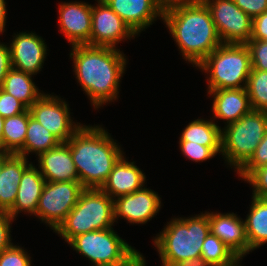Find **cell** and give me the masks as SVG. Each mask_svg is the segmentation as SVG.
<instances>
[{
    "label": "cell",
    "instance_id": "1",
    "mask_svg": "<svg viewBox=\"0 0 267 266\" xmlns=\"http://www.w3.org/2000/svg\"><path fill=\"white\" fill-rule=\"evenodd\" d=\"M70 58L77 83L88 96L94 109L116 101L127 58L120 49L111 47L73 45Z\"/></svg>",
    "mask_w": 267,
    "mask_h": 266
},
{
    "label": "cell",
    "instance_id": "2",
    "mask_svg": "<svg viewBox=\"0 0 267 266\" xmlns=\"http://www.w3.org/2000/svg\"><path fill=\"white\" fill-rule=\"evenodd\" d=\"M162 20L183 59L195 67L222 44L210 11L202 0L168 10L163 13Z\"/></svg>",
    "mask_w": 267,
    "mask_h": 266
},
{
    "label": "cell",
    "instance_id": "3",
    "mask_svg": "<svg viewBox=\"0 0 267 266\" xmlns=\"http://www.w3.org/2000/svg\"><path fill=\"white\" fill-rule=\"evenodd\" d=\"M84 188H97L107 180L114 164L124 154L120 145L101 125H82L67 141Z\"/></svg>",
    "mask_w": 267,
    "mask_h": 266
},
{
    "label": "cell",
    "instance_id": "4",
    "mask_svg": "<svg viewBox=\"0 0 267 266\" xmlns=\"http://www.w3.org/2000/svg\"><path fill=\"white\" fill-rule=\"evenodd\" d=\"M209 233L210 224L205 212L191 217H173L153 239L161 266H174L201 256L203 242Z\"/></svg>",
    "mask_w": 267,
    "mask_h": 266
},
{
    "label": "cell",
    "instance_id": "5",
    "mask_svg": "<svg viewBox=\"0 0 267 266\" xmlns=\"http://www.w3.org/2000/svg\"><path fill=\"white\" fill-rule=\"evenodd\" d=\"M197 67L207 73V92L246 88L252 69L250 52L246 44L222 43Z\"/></svg>",
    "mask_w": 267,
    "mask_h": 266
},
{
    "label": "cell",
    "instance_id": "6",
    "mask_svg": "<svg viewBox=\"0 0 267 266\" xmlns=\"http://www.w3.org/2000/svg\"><path fill=\"white\" fill-rule=\"evenodd\" d=\"M114 222V200L101 189L85 188L54 232L68 243L77 235L112 228Z\"/></svg>",
    "mask_w": 267,
    "mask_h": 266
},
{
    "label": "cell",
    "instance_id": "7",
    "mask_svg": "<svg viewBox=\"0 0 267 266\" xmlns=\"http://www.w3.org/2000/svg\"><path fill=\"white\" fill-rule=\"evenodd\" d=\"M221 129V154L238 172L252 157L267 132V112L251 110Z\"/></svg>",
    "mask_w": 267,
    "mask_h": 266
},
{
    "label": "cell",
    "instance_id": "8",
    "mask_svg": "<svg viewBox=\"0 0 267 266\" xmlns=\"http://www.w3.org/2000/svg\"><path fill=\"white\" fill-rule=\"evenodd\" d=\"M116 233L113 227L95 230L73 237L68 244L92 266H129L141 253Z\"/></svg>",
    "mask_w": 267,
    "mask_h": 266
},
{
    "label": "cell",
    "instance_id": "9",
    "mask_svg": "<svg viewBox=\"0 0 267 266\" xmlns=\"http://www.w3.org/2000/svg\"><path fill=\"white\" fill-rule=\"evenodd\" d=\"M85 188L79 181L46 182L35 216L55 231Z\"/></svg>",
    "mask_w": 267,
    "mask_h": 266
},
{
    "label": "cell",
    "instance_id": "10",
    "mask_svg": "<svg viewBox=\"0 0 267 266\" xmlns=\"http://www.w3.org/2000/svg\"><path fill=\"white\" fill-rule=\"evenodd\" d=\"M208 7L222 43L246 44L252 34V18L233 0H202Z\"/></svg>",
    "mask_w": 267,
    "mask_h": 266
},
{
    "label": "cell",
    "instance_id": "11",
    "mask_svg": "<svg viewBox=\"0 0 267 266\" xmlns=\"http://www.w3.org/2000/svg\"><path fill=\"white\" fill-rule=\"evenodd\" d=\"M28 110L31 117L60 142H67L82 126L81 123L73 122L69 105L57 95L44 93Z\"/></svg>",
    "mask_w": 267,
    "mask_h": 266
},
{
    "label": "cell",
    "instance_id": "12",
    "mask_svg": "<svg viewBox=\"0 0 267 266\" xmlns=\"http://www.w3.org/2000/svg\"><path fill=\"white\" fill-rule=\"evenodd\" d=\"M92 5V30L90 45L117 48L124 39L135 38L136 34L103 0Z\"/></svg>",
    "mask_w": 267,
    "mask_h": 266
},
{
    "label": "cell",
    "instance_id": "13",
    "mask_svg": "<svg viewBox=\"0 0 267 266\" xmlns=\"http://www.w3.org/2000/svg\"><path fill=\"white\" fill-rule=\"evenodd\" d=\"M160 209L161 198L157 192L143 187L114 199V221L120 217L131 224H146Z\"/></svg>",
    "mask_w": 267,
    "mask_h": 266
},
{
    "label": "cell",
    "instance_id": "14",
    "mask_svg": "<svg viewBox=\"0 0 267 266\" xmlns=\"http://www.w3.org/2000/svg\"><path fill=\"white\" fill-rule=\"evenodd\" d=\"M45 43L35 32L15 33L9 45L12 67L33 76L37 75L47 56Z\"/></svg>",
    "mask_w": 267,
    "mask_h": 266
},
{
    "label": "cell",
    "instance_id": "15",
    "mask_svg": "<svg viewBox=\"0 0 267 266\" xmlns=\"http://www.w3.org/2000/svg\"><path fill=\"white\" fill-rule=\"evenodd\" d=\"M59 29L73 45H90L92 5L86 2H61L58 8Z\"/></svg>",
    "mask_w": 267,
    "mask_h": 266
},
{
    "label": "cell",
    "instance_id": "16",
    "mask_svg": "<svg viewBox=\"0 0 267 266\" xmlns=\"http://www.w3.org/2000/svg\"><path fill=\"white\" fill-rule=\"evenodd\" d=\"M210 232L216 235L240 260L251 252L246 237L244 220L235 213L205 212Z\"/></svg>",
    "mask_w": 267,
    "mask_h": 266
},
{
    "label": "cell",
    "instance_id": "17",
    "mask_svg": "<svg viewBox=\"0 0 267 266\" xmlns=\"http://www.w3.org/2000/svg\"><path fill=\"white\" fill-rule=\"evenodd\" d=\"M136 34L157 20L163 19L162 11L154 0H103Z\"/></svg>",
    "mask_w": 267,
    "mask_h": 266
},
{
    "label": "cell",
    "instance_id": "18",
    "mask_svg": "<svg viewBox=\"0 0 267 266\" xmlns=\"http://www.w3.org/2000/svg\"><path fill=\"white\" fill-rule=\"evenodd\" d=\"M37 158L38 169L46 182L79 181L67 142H60Z\"/></svg>",
    "mask_w": 267,
    "mask_h": 266
},
{
    "label": "cell",
    "instance_id": "19",
    "mask_svg": "<svg viewBox=\"0 0 267 266\" xmlns=\"http://www.w3.org/2000/svg\"><path fill=\"white\" fill-rule=\"evenodd\" d=\"M146 182L143 170L133 162H128L124 155L114 164L101 190L113 200L125 194L141 190Z\"/></svg>",
    "mask_w": 267,
    "mask_h": 266
},
{
    "label": "cell",
    "instance_id": "20",
    "mask_svg": "<svg viewBox=\"0 0 267 266\" xmlns=\"http://www.w3.org/2000/svg\"><path fill=\"white\" fill-rule=\"evenodd\" d=\"M212 96L213 104L211 111L213 121L217 118L227 121L225 125L239 120L252 110L246 88L218 89L208 92Z\"/></svg>",
    "mask_w": 267,
    "mask_h": 266
},
{
    "label": "cell",
    "instance_id": "21",
    "mask_svg": "<svg viewBox=\"0 0 267 266\" xmlns=\"http://www.w3.org/2000/svg\"><path fill=\"white\" fill-rule=\"evenodd\" d=\"M27 159L13 153L0 159V211L8 212L13 207L21 177L32 164Z\"/></svg>",
    "mask_w": 267,
    "mask_h": 266
},
{
    "label": "cell",
    "instance_id": "22",
    "mask_svg": "<svg viewBox=\"0 0 267 266\" xmlns=\"http://www.w3.org/2000/svg\"><path fill=\"white\" fill-rule=\"evenodd\" d=\"M46 180L33 163L24 171L19 182L17 195L13 207L7 212L14 220L18 214L27 212L36 213L39 198L42 194Z\"/></svg>",
    "mask_w": 267,
    "mask_h": 266
},
{
    "label": "cell",
    "instance_id": "23",
    "mask_svg": "<svg viewBox=\"0 0 267 266\" xmlns=\"http://www.w3.org/2000/svg\"><path fill=\"white\" fill-rule=\"evenodd\" d=\"M1 89L14 96L28 109L44 94V92H40L39 88L33 82L31 74H27L13 67L7 73Z\"/></svg>",
    "mask_w": 267,
    "mask_h": 266
},
{
    "label": "cell",
    "instance_id": "24",
    "mask_svg": "<svg viewBox=\"0 0 267 266\" xmlns=\"http://www.w3.org/2000/svg\"><path fill=\"white\" fill-rule=\"evenodd\" d=\"M249 213L244 220L251 252L267 243V204L252 196Z\"/></svg>",
    "mask_w": 267,
    "mask_h": 266
},
{
    "label": "cell",
    "instance_id": "25",
    "mask_svg": "<svg viewBox=\"0 0 267 266\" xmlns=\"http://www.w3.org/2000/svg\"><path fill=\"white\" fill-rule=\"evenodd\" d=\"M60 141L43 125L31 117L29 120L23 148L17 153L27 158L28 154L34 153L39 156L56 147Z\"/></svg>",
    "mask_w": 267,
    "mask_h": 266
},
{
    "label": "cell",
    "instance_id": "26",
    "mask_svg": "<svg viewBox=\"0 0 267 266\" xmlns=\"http://www.w3.org/2000/svg\"><path fill=\"white\" fill-rule=\"evenodd\" d=\"M179 141H190L206 147H221V126L217 125L212 118L195 119L183 129Z\"/></svg>",
    "mask_w": 267,
    "mask_h": 266
},
{
    "label": "cell",
    "instance_id": "27",
    "mask_svg": "<svg viewBox=\"0 0 267 266\" xmlns=\"http://www.w3.org/2000/svg\"><path fill=\"white\" fill-rule=\"evenodd\" d=\"M29 110L4 119L2 141L9 153L17 154L24 145Z\"/></svg>",
    "mask_w": 267,
    "mask_h": 266
},
{
    "label": "cell",
    "instance_id": "28",
    "mask_svg": "<svg viewBox=\"0 0 267 266\" xmlns=\"http://www.w3.org/2000/svg\"><path fill=\"white\" fill-rule=\"evenodd\" d=\"M201 257L210 266H236L242 261L211 232L203 242Z\"/></svg>",
    "mask_w": 267,
    "mask_h": 266
},
{
    "label": "cell",
    "instance_id": "29",
    "mask_svg": "<svg viewBox=\"0 0 267 266\" xmlns=\"http://www.w3.org/2000/svg\"><path fill=\"white\" fill-rule=\"evenodd\" d=\"M246 91L252 110L267 112V71L251 70Z\"/></svg>",
    "mask_w": 267,
    "mask_h": 266
},
{
    "label": "cell",
    "instance_id": "30",
    "mask_svg": "<svg viewBox=\"0 0 267 266\" xmlns=\"http://www.w3.org/2000/svg\"><path fill=\"white\" fill-rule=\"evenodd\" d=\"M179 147L184 157L195 162H203L212 159L218 153L221 154V147H206L190 141H179Z\"/></svg>",
    "mask_w": 267,
    "mask_h": 266
},
{
    "label": "cell",
    "instance_id": "31",
    "mask_svg": "<svg viewBox=\"0 0 267 266\" xmlns=\"http://www.w3.org/2000/svg\"><path fill=\"white\" fill-rule=\"evenodd\" d=\"M0 266H31V257L24 248L12 244L0 252Z\"/></svg>",
    "mask_w": 267,
    "mask_h": 266
},
{
    "label": "cell",
    "instance_id": "32",
    "mask_svg": "<svg viewBox=\"0 0 267 266\" xmlns=\"http://www.w3.org/2000/svg\"><path fill=\"white\" fill-rule=\"evenodd\" d=\"M267 165V132L249 161L237 172L244 180L255 168Z\"/></svg>",
    "mask_w": 267,
    "mask_h": 266
},
{
    "label": "cell",
    "instance_id": "33",
    "mask_svg": "<svg viewBox=\"0 0 267 266\" xmlns=\"http://www.w3.org/2000/svg\"><path fill=\"white\" fill-rule=\"evenodd\" d=\"M246 46L250 52L251 70L267 71V43L262 40H249Z\"/></svg>",
    "mask_w": 267,
    "mask_h": 266
},
{
    "label": "cell",
    "instance_id": "34",
    "mask_svg": "<svg viewBox=\"0 0 267 266\" xmlns=\"http://www.w3.org/2000/svg\"><path fill=\"white\" fill-rule=\"evenodd\" d=\"M247 183L252 185V196L263 198L267 196V165L255 168L245 179Z\"/></svg>",
    "mask_w": 267,
    "mask_h": 266
},
{
    "label": "cell",
    "instance_id": "35",
    "mask_svg": "<svg viewBox=\"0 0 267 266\" xmlns=\"http://www.w3.org/2000/svg\"><path fill=\"white\" fill-rule=\"evenodd\" d=\"M28 108L0 88V115L5 119L25 112Z\"/></svg>",
    "mask_w": 267,
    "mask_h": 266
},
{
    "label": "cell",
    "instance_id": "36",
    "mask_svg": "<svg viewBox=\"0 0 267 266\" xmlns=\"http://www.w3.org/2000/svg\"><path fill=\"white\" fill-rule=\"evenodd\" d=\"M13 221L7 212L0 211V252L13 244L10 234Z\"/></svg>",
    "mask_w": 267,
    "mask_h": 266
},
{
    "label": "cell",
    "instance_id": "37",
    "mask_svg": "<svg viewBox=\"0 0 267 266\" xmlns=\"http://www.w3.org/2000/svg\"><path fill=\"white\" fill-rule=\"evenodd\" d=\"M251 18L267 11V0H233Z\"/></svg>",
    "mask_w": 267,
    "mask_h": 266
},
{
    "label": "cell",
    "instance_id": "38",
    "mask_svg": "<svg viewBox=\"0 0 267 266\" xmlns=\"http://www.w3.org/2000/svg\"><path fill=\"white\" fill-rule=\"evenodd\" d=\"M11 68L9 45L0 42V87L3 85L4 79Z\"/></svg>",
    "mask_w": 267,
    "mask_h": 266
},
{
    "label": "cell",
    "instance_id": "39",
    "mask_svg": "<svg viewBox=\"0 0 267 266\" xmlns=\"http://www.w3.org/2000/svg\"><path fill=\"white\" fill-rule=\"evenodd\" d=\"M162 13L180 6L195 2L196 0H154Z\"/></svg>",
    "mask_w": 267,
    "mask_h": 266
},
{
    "label": "cell",
    "instance_id": "40",
    "mask_svg": "<svg viewBox=\"0 0 267 266\" xmlns=\"http://www.w3.org/2000/svg\"><path fill=\"white\" fill-rule=\"evenodd\" d=\"M252 31H267V11L252 18Z\"/></svg>",
    "mask_w": 267,
    "mask_h": 266
},
{
    "label": "cell",
    "instance_id": "41",
    "mask_svg": "<svg viewBox=\"0 0 267 266\" xmlns=\"http://www.w3.org/2000/svg\"><path fill=\"white\" fill-rule=\"evenodd\" d=\"M174 266H210L201 256L189 258L181 261Z\"/></svg>",
    "mask_w": 267,
    "mask_h": 266
},
{
    "label": "cell",
    "instance_id": "42",
    "mask_svg": "<svg viewBox=\"0 0 267 266\" xmlns=\"http://www.w3.org/2000/svg\"><path fill=\"white\" fill-rule=\"evenodd\" d=\"M6 1L0 0V34L5 32V26H6Z\"/></svg>",
    "mask_w": 267,
    "mask_h": 266
},
{
    "label": "cell",
    "instance_id": "43",
    "mask_svg": "<svg viewBox=\"0 0 267 266\" xmlns=\"http://www.w3.org/2000/svg\"><path fill=\"white\" fill-rule=\"evenodd\" d=\"M250 40H262L267 43V31H252Z\"/></svg>",
    "mask_w": 267,
    "mask_h": 266
},
{
    "label": "cell",
    "instance_id": "44",
    "mask_svg": "<svg viewBox=\"0 0 267 266\" xmlns=\"http://www.w3.org/2000/svg\"><path fill=\"white\" fill-rule=\"evenodd\" d=\"M129 266H146V260L144 256L141 254L131 265Z\"/></svg>",
    "mask_w": 267,
    "mask_h": 266
},
{
    "label": "cell",
    "instance_id": "45",
    "mask_svg": "<svg viewBox=\"0 0 267 266\" xmlns=\"http://www.w3.org/2000/svg\"><path fill=\"white\" fill-rule=\"evenodd\" d=\"M10 153L7 151V149L5 148L3 141H2V137L0 136V159L2 157H5L7 155H9Z\"/></svg>",
    "mask_w": 267,
    "mask_h": 266
},
{
    "label": "cell",
    "instance_id": "46",
    "mask_svg": "<svg viewBox=\"0 0 267 266\" xmlns=\"http://www.w3.org/2000/svg\"><path fill=\"white\" fill-rule=\"evenodd\" d=\"M3 124H4V118L0 115V136L1 137L3 134Z\"/></svg>",
    "mask_w": 267,
    "mask_h": 266
},
{
    "label": "cell",
    "instance_id": "47",
    "mask_svg": "<svg viewBox=\"0 0 267 266\" xmlns=\"http://www.w3.org/2000/svg\"><path fill=\"white\" fill-rule=\"evenodd\" d=\"M267 204V196L261 198Z\"/></svg>",
    "mask_w": 267,
    "mask_h": 266
}]
</instances>
